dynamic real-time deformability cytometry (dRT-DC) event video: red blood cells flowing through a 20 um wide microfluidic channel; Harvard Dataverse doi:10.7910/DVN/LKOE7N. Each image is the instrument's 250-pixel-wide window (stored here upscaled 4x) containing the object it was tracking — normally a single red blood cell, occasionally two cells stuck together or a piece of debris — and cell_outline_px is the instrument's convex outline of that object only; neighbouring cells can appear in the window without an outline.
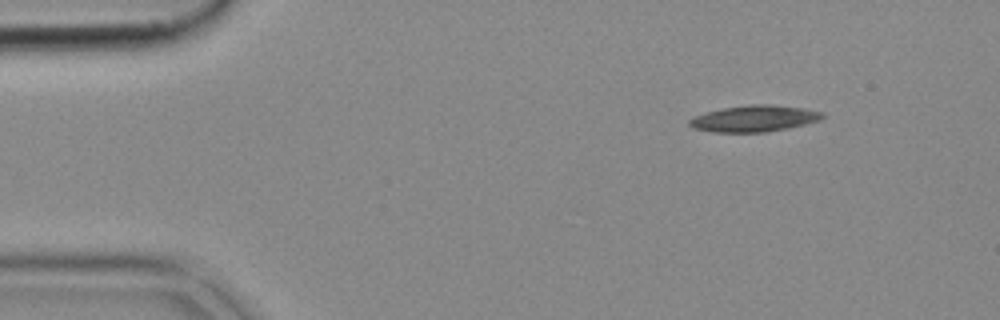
{"species": "common noctule bat (a hibernating species)", "species_latin": "Nyctalus noctula", "temperature_condition": "cold", "stored_images_in_passage": 47, "camera_frame_rate_fps": 3000, "um_per_image_px": 0.085, "animal": {"sex": "female", "body_mass_g": 18.4}, "frame": {"image": 1, "passage_image": 1, "time_ms": 0.0, "image_size_px": [1000, 320], "cell_outline_px": [[824, 116], [820, 120], [788, 128], [764, 132], [712, 132], [692, 128], [688, 124], [688, 120], [704, 112], [724, 108], [748, 104], [772, 104], [804, 108], [824, 112]], "centroid_in_image_um": [64.1, 10.07], "position_along_channel_um": 20.9, "area_um2": 20.52}}
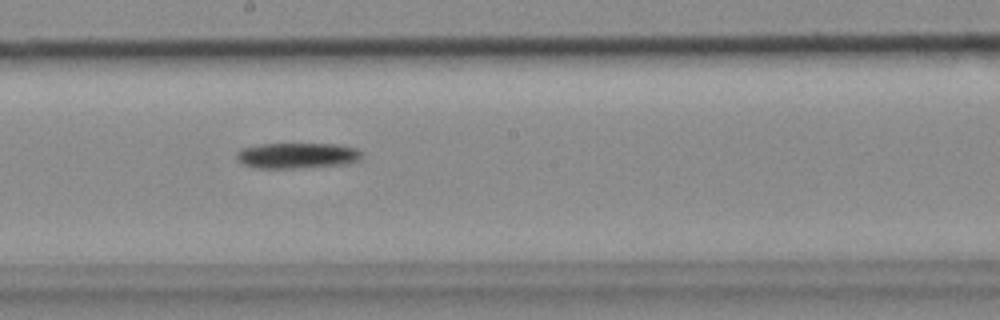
{"frame": {"image": 2, "passage_image": 23, "time_ms": 7.333, "image_size_px": [1000, 320], "cell_outline_px": [[364, 160], [348, 164], [300, 168], [256, 168], [244, 164], [236, 160], [236, 152], [240, 148], [260, 144], [336, 144], [356, 148], [364, 152]], "centroid_in_image_um": [25.32, 13.23], "position_along_channel_um": 222.9, "area_um2": 19.19}}
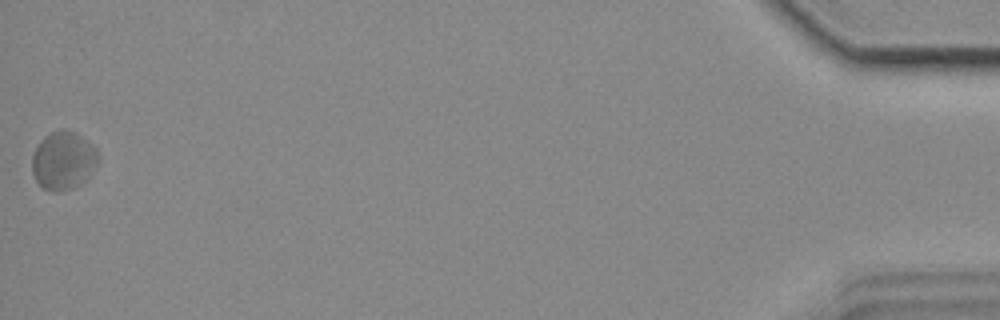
{"frame": {"image": 3, "passage_image": 47, "time_ms": 15.333, "image_size_px": [1000, 320], "cell_outline_px": [[100, 160], [88, 176], [84, 180], [72, 188], [56, 192], [52, 192], [44, 188], [36, 180], [32, 172], [32, 156], [40, 140], [44, 136], [52, 132], [64, 128], [80, 136], [92, 144], [96, 148], [100, 156]], "centroid_in_image_um": [5.38, 13.64], "position_along_channel_um": 429.8, "area_um2": 22.31}}